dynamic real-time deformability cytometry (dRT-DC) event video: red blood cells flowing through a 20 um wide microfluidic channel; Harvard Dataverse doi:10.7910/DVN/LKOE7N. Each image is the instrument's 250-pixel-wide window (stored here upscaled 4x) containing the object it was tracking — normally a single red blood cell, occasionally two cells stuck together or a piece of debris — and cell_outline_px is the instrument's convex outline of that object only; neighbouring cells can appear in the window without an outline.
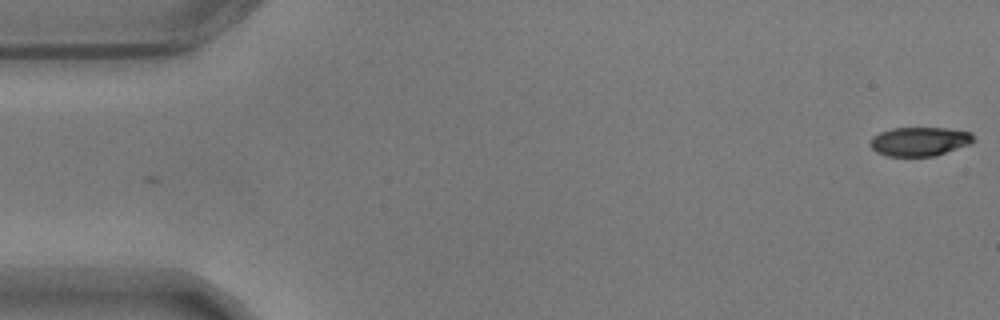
{"species": "common noctule bat (a hibernating species)", "species_latin": "Nyctalus noctula", "temperature_condition": "warm", "stored_images_in_passage": 58, "camera_frame_rate_fps": 3000, "um_per_image_px": 0.085, "animal": {"sex": "male", "body_mass_g": 17.9}, "frame": {"image": 1, "passage_image": 1, "time_ms": 0.0, "image_size_px": [1000, 320], "cell_outline_px": [[972, 140], [952, 148], [928, 156], [892, 156], [880, 152], [872, 148], [872, 140], [876, 136], [884, 132], [896, 128], [936, 128], [968, 132], [972, 136]], "centroid_in_image_um": [78.08, 12.01], "position_along_channel_um": 6.9, "area_um2": 15.84}}
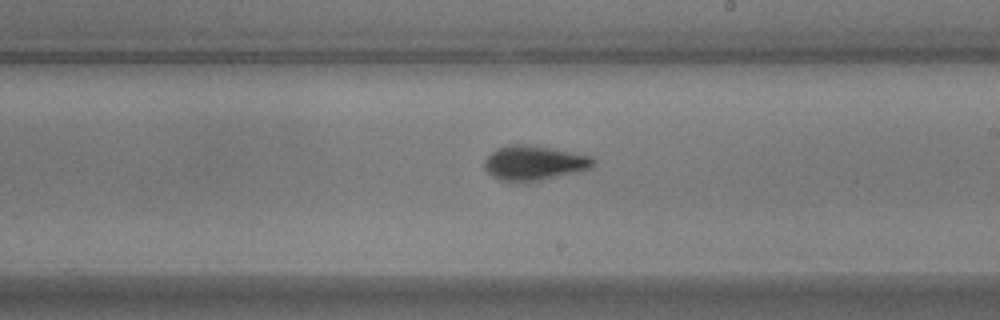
{"frame": {"image": 2, "passage_image": 33, "time_ms": 10.667, "image_size_px": [1000, 320], "cell_outline_px": [[592, 160], [588, 164], [580, 168], [540, 176], [500, 176], [492, 172], [488, 168], [488, 160], [496, 152], [504, 148], [528, 148], [556, 152], [580, 156]], "centroid_in_image_um": [45.31, 13.8], "position_along_channel_um": 243.7, "area_um2": 15.72}}
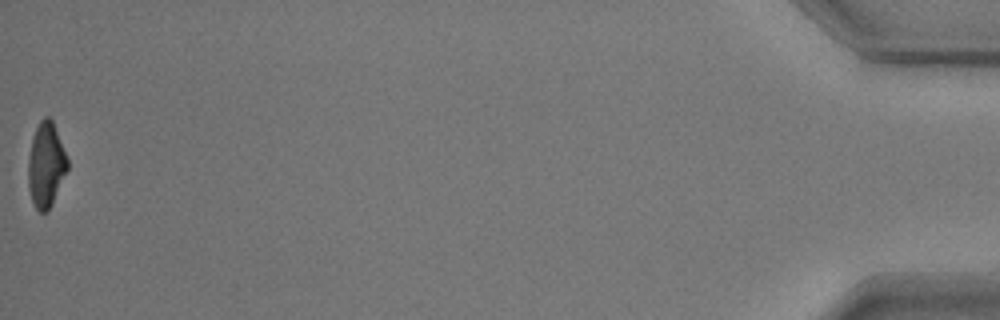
{"frame": {"image": 3, "passage_image": 58, "time_ms": 19.0, "image_size_px": [1000, 320], "cell_outline_px": [[68, 168], [48, 208], [44, 212], [40, 212], [36, 208], [32, 200], [28, 176], [28, 164], [32, 140], [36, 128], [48, 116], [52, 120], [68, 160]], "centroid_in_image_um": [3.91, 14.0], "position_along_channel_um": 431.3, "area_um2": 18.32}, "authors_computed_cell_mechanics": {"area_um2": 16.6464, "velocity_mm_per_s": 3.4697, "shape_relaxation_time_tau1_ms": null, "shape_relaxation_time_tau2_ms": 2.0278, "deformation_change_tau1": null, "deformation_change_tau2": 0.0908}}